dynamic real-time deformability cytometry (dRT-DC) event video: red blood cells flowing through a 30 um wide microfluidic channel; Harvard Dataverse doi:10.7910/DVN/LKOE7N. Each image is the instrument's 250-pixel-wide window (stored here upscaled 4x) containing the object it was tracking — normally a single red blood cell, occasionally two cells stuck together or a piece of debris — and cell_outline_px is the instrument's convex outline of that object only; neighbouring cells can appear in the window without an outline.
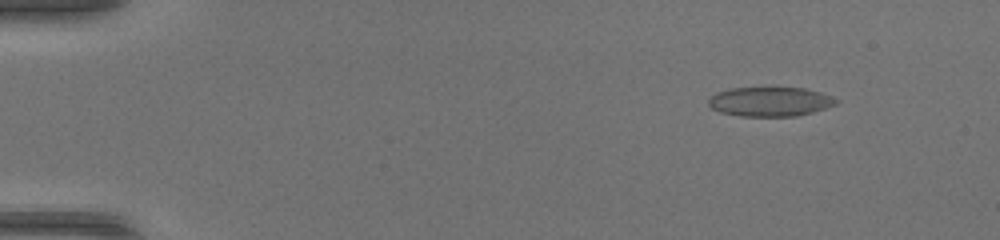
{"species": "common noctule bat (a hibernating species)", "species_latin": "Nyctalus noctula", "temperature_condition": "warm", "stored_images_in_passage": 50, "camera_frame_rate_fps": 3000, "um_per_image_px": 0.085, "animal": {"sex": "female", "body_mass_g": 17.0, "forearm_length_mm": 48.0}, "frame": {"image": 1, "passage_image": 6, "time_ms": 1.667, "image_size_px": [1000, 240], "cell_outline_px": [[840, 100], [836, 104], [812, 112], [796, 116], [740, 116], [720, 112], [712, 108], [708, 104], [708, 100], [716, 92], [732, 88], [804, 88], [820, 92], [832, 96]], "centroid_in_image_um": [65.46, 8.64], "position_along_channel_um": 19.5, "area_um2": 21.73}}
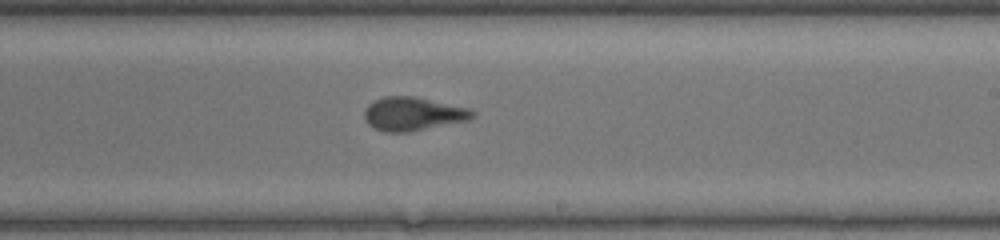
{"frame": {"image": 2, "passage_image": 31, "time_ms": 10.0, "image_size_px": [1000, 240], "cell_outline_px": [[476, 116], [468, 120], [408, 132], [384, 132], [372, 128], [368, 124], [364, 116], [364, 108], [372, 100], [384, 96], [416, 96], [468, 108], [476, 112]], "centroid_in_image_um": [35.07, 9.67], "position_along_channel_um": 253.9, "area_um2": 21.33}}
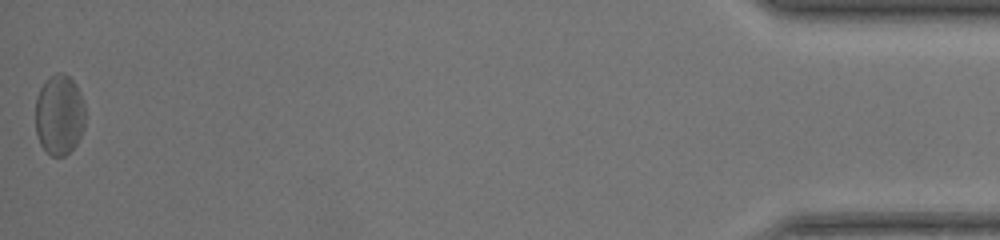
{"frame": {"image": 3, "passage_image": 50, "time_ms": 16.333, "image_size_px": [1000, 240], "cell_outline_px": [[84, 128], [76, 144], [64, 156], [52, 156], [40, 144], [36, 132], [36, 96], [40, 88], [56, 72], [64, 72], [76, 84], [84, 100]], "centroid_in_image_um": [5.05, 9.75], "position_along_channel_um": 430.2, "area_um2": 23.24}, "authors_computed_cell_mechanics": {"area_um2": 21.5305, "velocity_mm_per_s": 4.2319, "shape_relaxation_time_tau1_ms": 9.9215, "shape_relaxation_time_tau2_ms": 1.3508, "deformation_change_tau1": 0.2665, "deformation_change_tau2": 0.079}}